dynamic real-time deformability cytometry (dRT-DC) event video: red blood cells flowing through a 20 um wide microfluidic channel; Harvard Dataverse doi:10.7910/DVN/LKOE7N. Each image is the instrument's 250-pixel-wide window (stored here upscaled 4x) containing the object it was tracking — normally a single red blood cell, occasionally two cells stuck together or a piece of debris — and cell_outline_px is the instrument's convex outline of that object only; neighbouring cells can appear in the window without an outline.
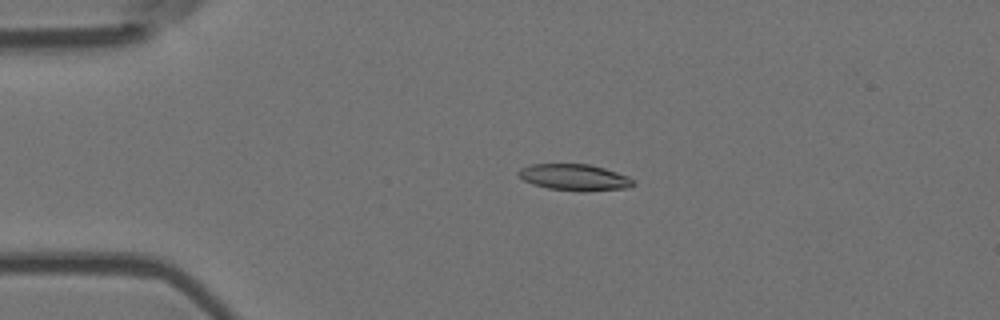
{"species": "Egyptian fruit bat (a non-hibernating species)", "species_latin": "Rousettus aegyptiacus", "temperature_condition": "room temperature", "stored_images_in_passage": 4, "camera_frame_rate_fps": 3000, "um_per_image_px": 0.085, "animal": {"sex": "female"}, "frame": {"image": 1, "passage_image": 3, "time_ms": 0.667, "image_size_px": [1000, 320], "cell_outline_px": [[636, 184], [628, 188], [580, 192], [548, 188], [532, 184], [524, 180], [516, 172], [520, 168], [532, 164], [588, 164], [604, 168], [628, 176], [636, 180]], "centroid_in_image_um": [48.86, 15.08], "position_along_channel_um": 36.1, "area_um2": 17.8}}